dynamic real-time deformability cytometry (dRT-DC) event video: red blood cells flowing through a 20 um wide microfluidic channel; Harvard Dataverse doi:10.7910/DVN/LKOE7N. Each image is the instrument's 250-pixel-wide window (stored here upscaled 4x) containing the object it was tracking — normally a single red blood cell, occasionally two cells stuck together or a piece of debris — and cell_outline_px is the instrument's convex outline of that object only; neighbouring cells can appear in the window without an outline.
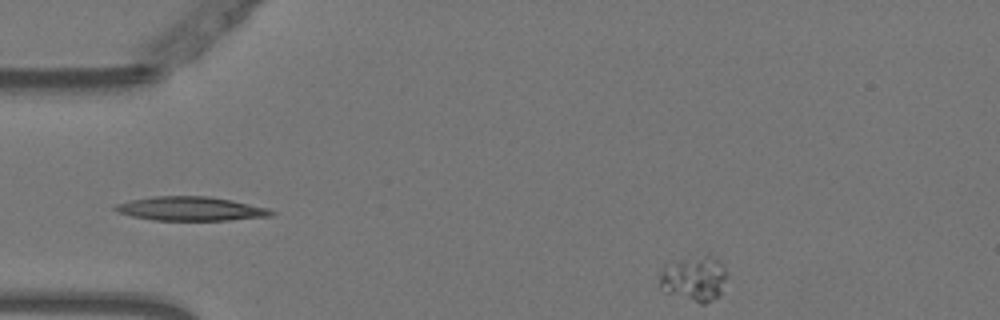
{"species": "Egyptian fruit bat (a non-hibernating species)", "species_latin": "Rousettus aegyptiacus", "temperature_condition": "warm", "stored_images_in_passage": 15, "segment_of_instrument_passage": [2, 2], "camera_frame_rate_fps": 3000, "um_per_image_px": 0.085, "animal": {"sex": "female"}, "frame": {"image": 1, "passage_image": 15, "time_ms": 4.667, "image_size_px": [1000, 320], "cell_outline_px": [[724, 276], [720, 296], [704, 304], [700, 304], [664, 292], [660, 288], [660, 272], [664, 264], [708, 252], [720, 260], [724, 268]], "centroid_in_image_um": [58.97, 23.65], "position_along_channel_um": 26.0, "area_um2": 18.03}}